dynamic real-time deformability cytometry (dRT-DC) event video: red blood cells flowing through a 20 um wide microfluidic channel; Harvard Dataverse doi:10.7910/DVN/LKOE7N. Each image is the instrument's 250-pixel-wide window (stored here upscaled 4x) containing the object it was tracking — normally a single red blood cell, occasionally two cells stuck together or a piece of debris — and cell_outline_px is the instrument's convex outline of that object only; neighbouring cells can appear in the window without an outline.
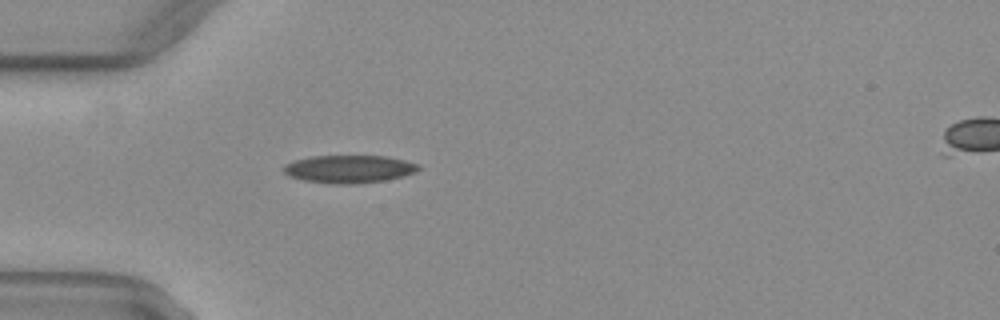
{"species": "common noctule bat (a hibernating species)", "species_latin": "Nyctalus noctula", "temperature_condition": "warm", "stored_images_in_passage": 37, "camera_frame_rate_fps": 3000, "um_per_image_px": 0.085, "animal": {"sex": "female", "body_mass_g": 29.2, "forearm_length_mm": 56.3}, "frame": {"image": 1, "passage_image": 2, "time_ms": 0.333, "image_size_px": [1000, 320], "cell_outline_px": [[420, 168], [416, 172], [404, 176], [384, 180], [360, 184], [332, 184], [304, 180], [288, 176], [284, 172], [284, 164], [292, 160], [312, 156], [384, 156], [404, 160], [420, 164]], "centroid_in_image_um": [29.66, 14.37], "position_along_channel_um": 55.3, "area_um2": 22.02}}
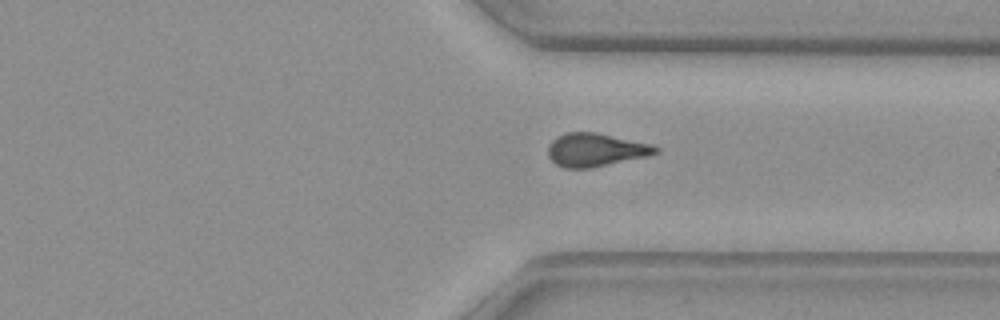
{"frame": {"image": 2, "passage_image": 25, "time_ms": 8.0, "image_size_px": [1000, 320], "cell_outline_px": [[660, 152], [648, 156], [592, 168], [564, 168], [556, 164], [548, 156], [548, 144], [556, 136], [568, 132], [596, 132], [656, 144], [660, 148]], "centroid_in_image_um": [50.68, 12.73], "position_along_channel_um": 360.7, "area_um2": 21.27}}
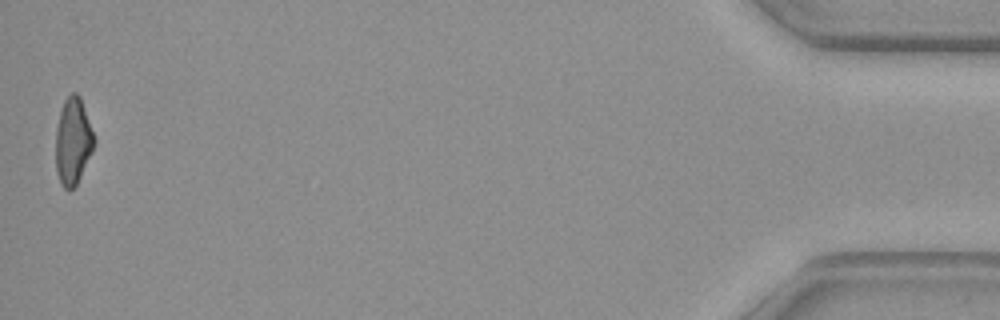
{"frame": {"image": 3, "passage_image": 37, "time_ms": 12.0, "image_size_px": [1000, 320], "cell_outline_px": [[96, 144], [76, 184], [68, 192], [60, 184], [56, 172], [56, 128], [60, 112], [64, 100], [72, 92], [76, 92], [80, 96], [96, 140]], "centroid_in_image_um": [6.2, 12.01], "position_along_channel_um": 429.0, "area_um2": 19.48}, "authors_computed_cell_mechanics": {"area_um2": 21.2126, "velocity_mm_per_s": 4.0868, "shape_relaxation_time_tau1_ms": 7.9907, "shape_relaxation_time_tau2_ms": 2.9276, "deformation_change_tau1": 0.2218, "deformation_change_tau2": 0.1195}}